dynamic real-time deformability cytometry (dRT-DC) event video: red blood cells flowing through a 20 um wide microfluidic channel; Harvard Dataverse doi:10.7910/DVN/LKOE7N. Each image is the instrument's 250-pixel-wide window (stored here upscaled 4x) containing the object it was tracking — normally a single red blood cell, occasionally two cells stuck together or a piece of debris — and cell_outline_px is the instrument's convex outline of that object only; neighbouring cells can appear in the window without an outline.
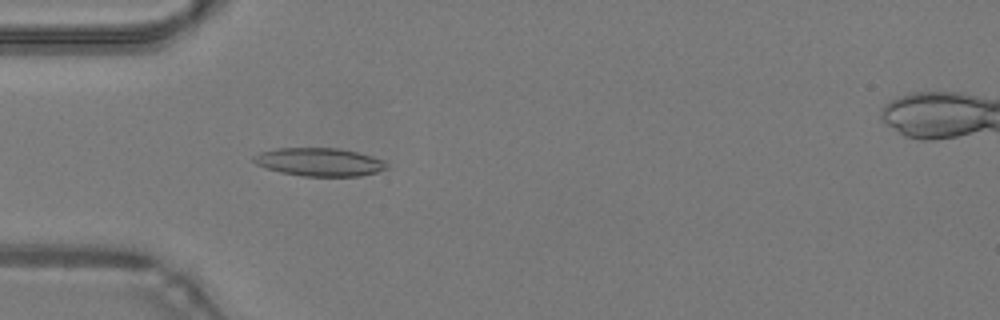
{"species": "common noctule bat (a hibernating species)", "species_latin": "Nyctalus noctula", "temperature_condition": "warm", "stored_images_in_passage": 48, "camera_frame_rate_fps": 3000, "um_per_image_px": 0.085, "animal": {"sex": "male", "body_mass_g": 19.2, "forearm_length_mm": 51.8}, "frame": {"image": 1, "passage_image": 15, "time_ms": 4.667, "image_size_px": [1000, 320], "cell_outline_px": [[388, 168], [376, 172], [360, 176], [304, 176], [280, 172], [264, 168], [256, 164], [252, 160], [252, 156], [260, 152], [276, 148], [340, 148], [372, 156], [384, 160], [388, 164]], "centroid_in_image_um": [27.13, 13.77], "position_along_channel_um": 57.9, "area_um2": 21.96}}
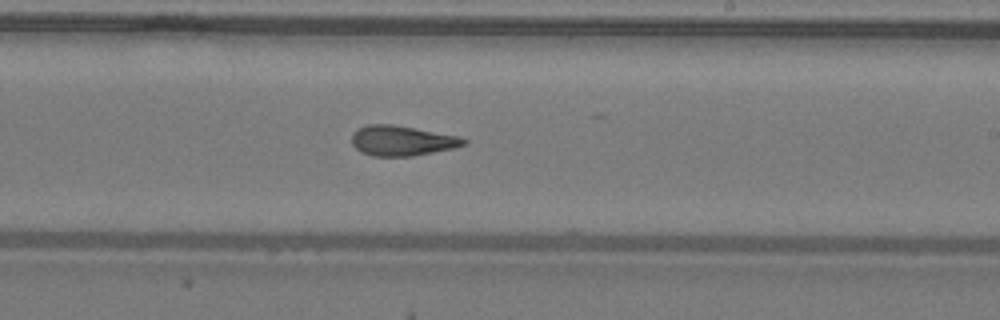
{"frame": {"image": 2, "passage_image": 29, "time_ms": 9.333, "image_size_px": [1000, 320], "cell_outline_px": [[468, 140], [464, 144], [452, 148], [412, 156], [372, 156], [360, 152], [352, 144], [352, 132], [368, 124], [392, 124], [460, 136]], "centroid_in_image_um": [34.13, 11.95], "position_along_channel_um": 254.9, "area_um2": 19.54}}
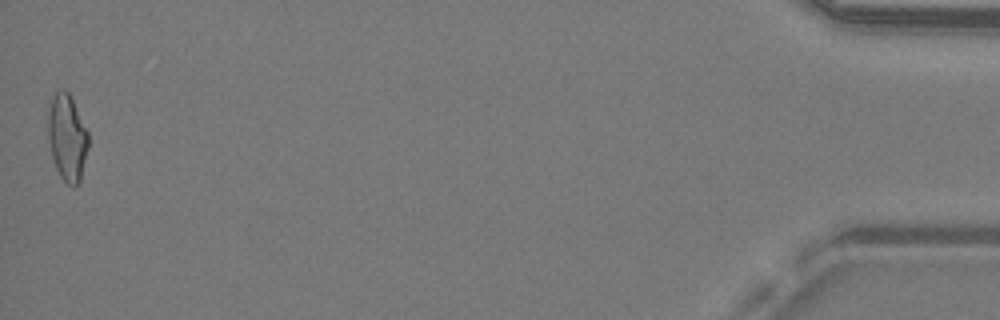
{"frame": {"image": 3, "passage_image": 48, "time_ms": 15.667, "image_size_px": [1000, 320], "cell_outline_px": [[88, 148], [80, 180], [72, 188], [60, 176], [56, 168], [52, 156], [48, 140], [48, 112], [52, 96], [56, 92], [64, 88], [72, 96], [88, 132]], "centroid_in_image_um": [5.71, 11.66], "position_along_channel_um": 429.5, "area_um2": 20.4}, "authors_computed_cell_mechanics": {"area_um2": 19.941, "velocity_mm_per_s": 4.3117, "shape_relaxation_time_tau1_ms": null, "shape_relaxation_time_tau2_ms": 2.2129, "deformation_change_tau1": null, "deformation_change_tau2": 0.1176}}